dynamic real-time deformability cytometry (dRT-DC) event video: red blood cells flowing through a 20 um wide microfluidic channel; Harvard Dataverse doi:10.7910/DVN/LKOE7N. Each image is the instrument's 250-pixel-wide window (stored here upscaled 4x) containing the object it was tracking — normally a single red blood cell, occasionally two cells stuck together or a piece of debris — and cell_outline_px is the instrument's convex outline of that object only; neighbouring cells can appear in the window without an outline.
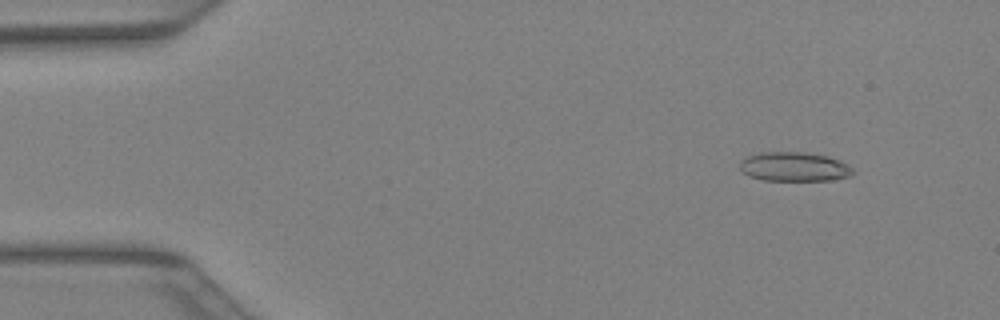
{"species": "Egyptian fruit bat (a non-hibernating species)", "species_latin": "Rousettus aegyptiacus", "temperature_condition": "warm", "stored_images_in_passage": 42, "camera_frame_rate_fps": 3000, "um_per_image_px": 0.085, "animal": {"sex": "female"}, "frame": {"image": 1, "passage_image": 5, "time_ms": 1.333, "image_size_px": [1000, 320], "cell_outline_px": [[856, 172], [848, 176], [832, 180], [764, 180], [748, 176], [740, 168], [740, 160], [748, 156], [760, 152], [804, 152], [828, 156], [840, 160], [852, 168]], "centroid_in_image_um": [67.51, 14.17], "position_along_channel_um": 17.5, "area_um2": 19.25}}
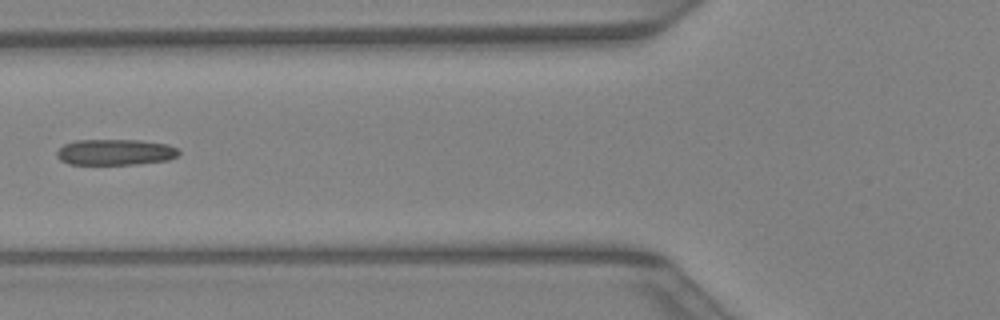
{"frame": {"image": 2, "passage_image": 17, "time_ms": 5.333, "image_size_px": [1000, 320], "cell_outline_px": [[180, 152], [176, 156], [168, 160], [136, 164], [68, 164], [60, 160], [56, 156], [56, 152], [64, 144], [76, 140], [140, 140], [168, 144], [180, 148]], "centroid_in_image_um": [9.81, 12.93], "position_along_channel_um": 116.0, "area_um2": 18.55}}
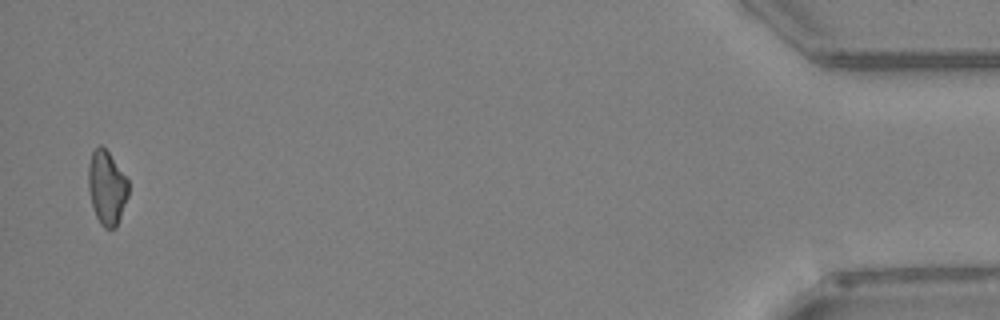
{"frame": {"image": 3, "passage_image": 41, "time_ms": 13.333, "image_size_px": [1000, 320], "cell_outline_px": [[128, 196], [116, 228], [104, 228], [100, 224], [96, 216], [92, 204], [88, 188], [88, 164], [92, 152], [100, 144], [108, 152], [128, 180]], "centroid_in_image_um": [9.07, 15.96], "position_along_channel_um": 426.1, "area_um2": 17.11}}